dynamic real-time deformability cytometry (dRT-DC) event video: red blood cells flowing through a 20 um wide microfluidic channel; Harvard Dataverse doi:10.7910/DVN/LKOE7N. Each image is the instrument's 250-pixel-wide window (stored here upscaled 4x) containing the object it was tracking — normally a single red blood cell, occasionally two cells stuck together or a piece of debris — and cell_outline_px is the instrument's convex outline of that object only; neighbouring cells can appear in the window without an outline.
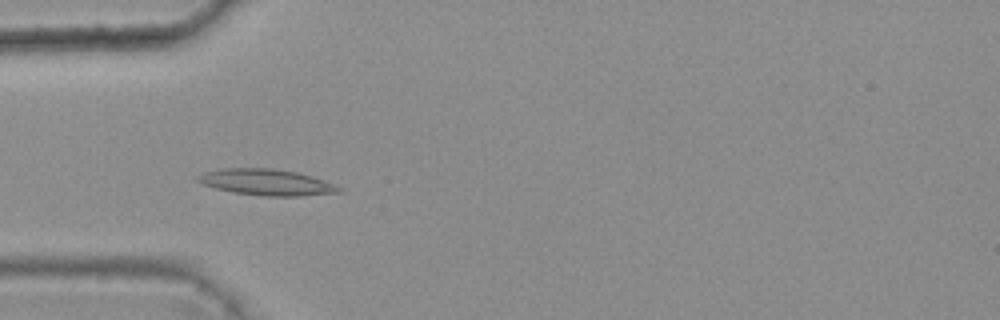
{"species": "common noctule bat (a hibernating species)", "species_latin": "Nyctalus noctula", "temperature_condition": "warm", "stored_images_in_passage": 8, "camera_frame_rate_fps": 3000, "um_per_image_px": 0.085, "animal": {"sex": "female", "body_mass_g": 25.1}, "frame": {"image": 1, "passage_image": 4, "time_ms": 1.0, "image_size_px": [1000, 320], "cell_outline_px": [[344, 192], [300, 196], [264, 196], [232, 192], [216, 188], [204, 184], [196, 180], [196, 176], [204, 172], [224, 168], [272, 168], [296, 172], [312, 176], [344, 188]], "centroid_in_image_um": [22.68, 15.49], "position_along_channel_um": 62.3, "area_um2": 21.56}}
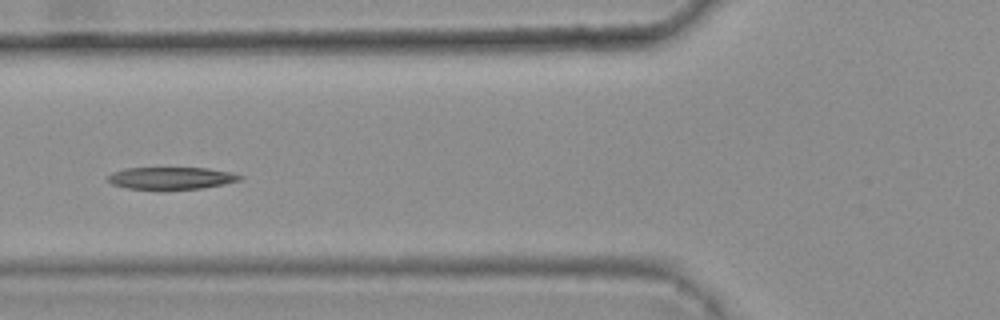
{"frame": {"image": 2, "passage_image": 5, "time_ms": 1.333, "image_size_px": [1000, 320], "cell_outline_px": [[244, 176], [240, 180], [224, 184], [204, 188], [164, 192], [128, 188], [112, 184], [108, 180], [108, 176], [112, 172], [124, 168], [208, 168], [232, 172]], "centroid_in_image_um": [14.56, 15.18], "position_along_channel_um": 111.2, "area_um2": 17.86}}
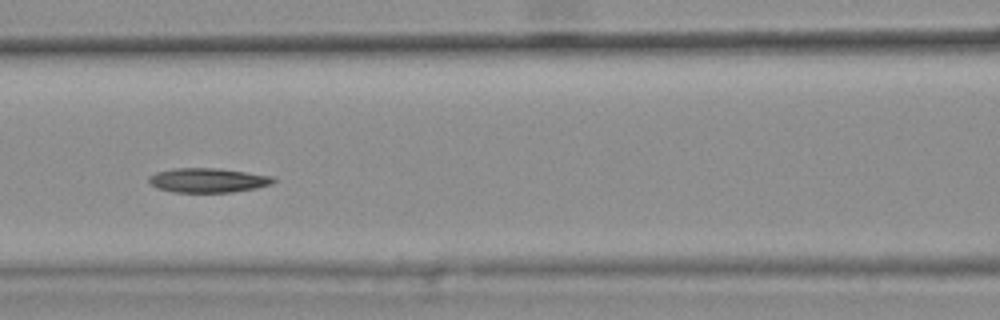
{"frame": {"image": 3, "passage_image": 6, "time_ms": 1.667, "image_size_px": [1000, 320], "cell_outline_px": [[276, 180], [272, 184], [256, 188], [232, 192], [172, 192], [156, 188], [148, 180], [148, 176], [156, 172], [176, 168], [216, 168], [276, 176]], "centroid_in_image_um": [17.69, 15.32], "position_along_channel_um": 148.9, "area_um2": 17.8}}